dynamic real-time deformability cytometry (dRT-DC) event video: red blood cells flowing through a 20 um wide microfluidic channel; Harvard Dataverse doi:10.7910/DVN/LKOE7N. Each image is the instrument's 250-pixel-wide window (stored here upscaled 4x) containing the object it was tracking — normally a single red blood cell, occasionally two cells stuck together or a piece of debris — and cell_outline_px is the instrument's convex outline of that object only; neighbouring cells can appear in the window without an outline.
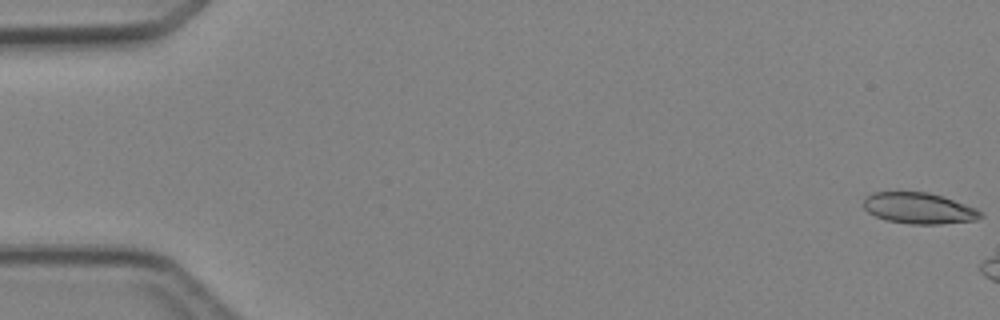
{"species": "Egyptian fruit bat (a non-hibernating species)", "species_latin": "Rousettus aegyptiacus", "temperature_condition": "cold", "stored_images_in_passage": 8, "camera_frame_rate_fps": 3000, "um_per_image_px": 0.085, "animal": {"sex": "female"}, "frame": {"image": 1, "passage_image": 1, "time_ms": 0.0, "image_size_px": [1000, 320], "cell_outline_px": [[984, 216], [976, 220], [940, 224], [912, 224], [888, 220], [876, 216], [868, 212], [864, 208], [864, 200], [872, 192], [928, 192], [944, 196], [976, 208]], "centroid_in_image_um": [78.13, 17.69], "position_along_channel_um": 6.9, "area_um2": 21.1}}
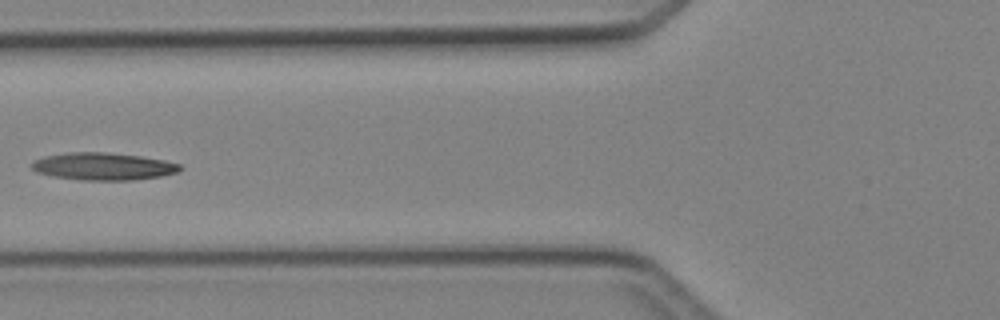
{"frame": {"image": 2, "passage_image": 7, "time_ms": 8.0, "image_size_px": [1000, 320], "cell_outline_px": [[180, 168], [176, 172], [160, 176], [132, 180], [84, 180], [52, 176], [36, 172], [32, 168], [32, 164], [36, 160], [44, 156], [68, 152], [108, 152], [140, 156], [164, 160], [180, 164]], "centroid_in_image_um": [8.75, 14.14], "position_along_channel_um": 117.1, "area_um2": 23.47}}
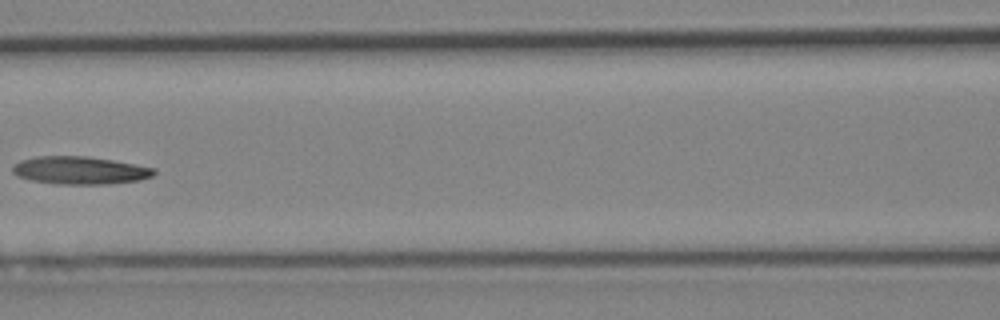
{"frame": {"image": 3, "passage_image": 8, "time_ms": 9.0, "image_size_px": [1000, 320], "cell_outline_px": [[156, 172], [152, 176], [140, 180], [108, 184], [56, 184], [32, 180], [16, 176], [12, 172], [12, 168], [20, 160], [36, 156], [84, 156], [112, 160], [156, 168]], "centroid_in_image_um": [6.79, 14.48], "position_along_channel_um": 159.8, "area_um2": 22.89}}